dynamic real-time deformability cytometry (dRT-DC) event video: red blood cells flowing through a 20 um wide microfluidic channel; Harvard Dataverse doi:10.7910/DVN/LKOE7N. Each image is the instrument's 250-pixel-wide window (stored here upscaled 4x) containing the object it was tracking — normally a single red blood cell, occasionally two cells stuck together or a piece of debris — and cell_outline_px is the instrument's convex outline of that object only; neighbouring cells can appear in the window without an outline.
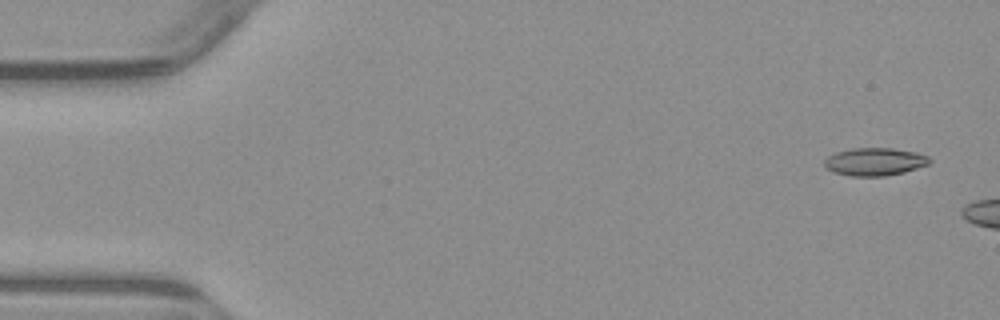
{"species": "common noctule bat (a hibernating species)", "species_latin": "Nyctalus noctula", "temperature_condition": "warm", "stored_images_in_passage": 5, "camera_frame_rate_fps": 3000, "um_per_image_px": 0.085, "animal": {"sex": "male", "body_mass_g": 23.1, "forearm_length_mm": 52.7}, "frame": {"image": 1, "passage_image": 1, "time_ms": 0.0, "image_size_px": [1000, 320], "cell_outline_px": [[932, 160], [928, 164], [904, 172], [884, 176], [852, 176], [832, 172], [824, 164], [824, 160], [828, 156], [836, 152], [852, 148], [892, 148], [916, 152], [928, 156]], "centroid_in_image_um": [74.35, 13.74], "position_along_channel_um": 10.7, "area_um2": 16.99}}